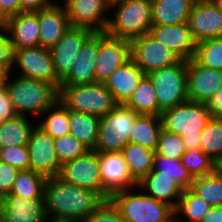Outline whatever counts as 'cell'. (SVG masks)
Masks as SVG:
<instances>
[{"label": "cell", "instance_id": "1", "mask_svg": "<svg viewBox=\"0 0 222 222\" xmlns=\"http://www.w3.org/2000/svg\"><path fill=\"white\" fill-rule=\"evenodd\" d=\"M44 198L50 222H82L105 200L99 193L70 184L59 176L46 179Z\"/></svg>", "mask_w": 222, "mask_h": 222}, {"label": "cell", "instance_id": "2", "mask_svg": "<svg viewBox=\"0 0 222 222\" xmlns=\"http://www.w3.org/2000/svg\"><path fill=\"white\" fill-rule=\"evenodd\" d=\"M212 115L205 103L188 100L161 111L162 129L182 136L186 150L200 148L201 131Z\"/></svg>", "mask_w": 222, "mask_h": 222}, {"label": "cell", "instance_id": "3", "mask_svg": "<svg viewBox=\"0 0 222 222\" xmlns=\"http://www.w3.org/2000/svg\"><path fill=\"white\" fill-rule=\"evenodd\" d=\"M10 73H7L5 86L17 115L32 113L40 117L59 98V91L53 85L21 75L11 82Z\"/></svg>", "mask_w": 222, "mask_h": 222}, {"label": "cell", "instance_id": "4", "mask_svg": "<svg viewBox=\"0 0 222 222\" xmlns=\"http://www.w3.org/2000/svg\"><path fill=\"white\" fill-rule=\"evenodd\" d=\"M112 8H115V16L109 18L106 29L109 36L132 40L149 33L152 26L151 0H112L111 11Z\"/></svg>", "mask_w": 222, "mask_h": 222}, {"label": "cell", "instance_id": "5", "mask_svg": "<svg viewBox=\"0 0 222 222\" xmlns=\"http://www.w3.org/2000/svg\"><path fill=\"white\" fill-rule=\"evenodd\" d=\"M70 110L91 114L99 118L116 105L112 93L104 83L65 85L59 87V98Z\"/></svg>", "mask_w": 222, "mask_h": 222}, {"label": "cell", "instance_id": "6", "mask_svg": "<svg viewBox=\"0 0 222 222\" xmlns=\"http://www.w3.org/2000/svg\"><path fill=\"white\" fill-rule=\"evenodd\" d=\"M142 192L133 194L127 189L110 197L126 222H169L174 218L171 206Z\"/></svg>", "mask_w": 222, "mask_h": 222}, {"label": "cell", "instance_id": "7", "mask_svg": "<svg viewBox=\"0 0 222 222\" xmlns=\"http://www.w3.org/2000/svg\"><path fill=\"white\" fill-rule=\"evenodd\" d=\"M139 114L125 104H117L100 118L97 152H121L129 142V134Z\"/></svg>", "mask_w": 222, "mask_h": 222}, {"label": "cell", "instance_id": "8", "mask_svg": "<svg viewBox=\"0 0 222 222\" xmlns=\"http://www.w3.org/2000/svg\"><path fill=\"white\" fill-rule=\"evenodd\" d=\"M147 76L154 86L158 107L162 111L189 100L186 60L158 69Z\"/></svg>", "mask_w": 222, "mask_h": 222}, {"label": "cell", "instance_id": "9", "mask_svg": "<svg viewBox=\"0 0 222 222\" xmlns=\"http://www.w3.org/2000/svg\"><path fill=\"white\" fill-rule=\"evenodd\" d=\"M131 41V59L145 75L158 69L175 65L181 59L149 33L135 37Z\"/></svg>", "mask_w": 222, "mask_h": 222}, {"label": "cell", "instance_id": "10", "mask_svg": "<svg viewBox=\"0 0 222 222\" xmlns=\"http://www.w3.org/2000/svg\"><path fill=\"white\" fill-rule=\"evenodd\" d=\"M14 65L20 68L21 76L46 82L59 91L61 80L55 72L50 49L41 46L15 49Z\"/></svg>", "mask_w": 222, "mask_h": 222}, {"label": "cell", "instance_id": "11", "mask_svg": "<svg viewBox=\"0 0 222 222\" xmlns=\"http://www.w3.org/2000/svg\"><path fill=\"white\" fill-rule=\"evenodd\" d=\"M27 148L29 170L43 175L46 179L59 176L62 165L57 158L55 139L38 124L32 130Z\"/></svg>", "mask_w": 222, "mask_h": 222}, {"label": "cell", "instance_id": "12", "mask_svg": "<svg viewBox=\"0 0 222 222\" xmlns=\"http://www.w3.org/2000/svg\"><path fill=\"white\" fill-rule=\"evenodd\" d=\"M99 167L105 200L116 192L138 187L121 152H99Z\"/></svg>", "mask_w": 222, "mask_h": 222}, {"label": "cell", "instance_id": "13", "mask_svg": "<svg viewBox=\"0 0 222 222\" xmlns=\"http://www.w3.org/2000/svg\"><path fill=\"white\" fill-rule=\"evenodd\" d=\"M112 0H64L63 6L68 14L70 25L86 28L93 32H106Z\"/></svg>", "mask_w": 222, "mask_h": 222}, {"label": "cell", "instance_id": "14", "mask_svg": "<svg viewBox=\"0 0 222 222\" xmlns=\"http://www.w3.org/2000/svg\"><path fill=\"white\" fill-rule=\"evenodd\" d=\"M196 43L222 38V7L217 0H196L187 20Z\"/></svg>", "mask_w": 222, "mask_h": 222}, {"label": "cell", "instance_id": "15", "mask_svg": "<svg viewBox=\"0 0 222 222\" xmlns=\"http://www.w3.org/2000/svg\"><path fill=\"white\" fill-rule=\"evenodd\" d=\"M131 59V41L99 32V52L95 62V78L105 83L117 68Z\"/></svg>", "mask_w": 222, "mask_h": 222}, {"label": "cell", "instance_id": "16", "mask_svg": "<svg viewBox=\"0 0 222 222\" xmlns=\"http://www.w3.org/2000/svg\"><path fill=\"white\" fill-rule=\"evenodd\" d=\"M59 177L70 184L95 191L102 196L99 152L89 150L85 155L64 163Z\"/></svg>", "mask_w": 222, "mask_h": 222}, {"label": "cell", "instance_id": "17", "mask_svg": "<svg viewBox=\"0 0 222 222\" xmlns=\"http://www.w3.org/2000/svg\"><path fill=\"white\" fill-rule=\"evenodd\" d=\"M93 33L86 28L70 26L50 49L55 72L61 81L71 71L83 44Z\"/></svg>", "mask_w": 222, "mask_h": 222}, {"label": "cell", "instance_id": "18", "mask_svg": "<svg viewBox=\"0 0 222 222\" xmlns=\"http://www.w3.org/2000/svg\"><path fill=\"white\" fill-rule=\"evenodd\" d=\"M189 100L206 103L222 87V71L207 68L194 58L187 61Z\"/></svg>", "mask_w": 222, "mask_h": 222}, {"label": "cell", "instance_id": "19", "mask_svg": "<svg viewBox=\"0 0 222 222\" xmlns=\"http://www.w3.org/2000/svg\"><path fill=\"white\" fill-rule=\"evenodd\" d=\"M149 34L172 50L181 60L195 56L197 43L192 37L187 22L172 25H152Z\"/></svg>", "mask_w": 222, "mask_h": 222}, {"label": "cell", "instance_id": "20", "mask_svg": "<svg viewBox=\"0 0 222 222\" xmlns=\"http://www.w3.org/2000/svg\"><path fill=\"white\" fill-rule=\"evenodd\" d=\"M2 222H49L45 199H27L16 195L2 198Z\"/></svg>", "mask_w": 222, "mask_h": 222}, {"label": "cell", "instance_id": "21", "mask_svg": "<svg viewBox=\"0 0 222 222\" xmlns=\"http://www.w3.org/2000/svg\"><path fill=\"white\" fill-rule=\"evenodd\" d=\"M98 52L99 32H94L83 44L71 71L61 81L60 86L95 83L94 70Z\"/></svg>", "mask_w": 222, "mask_h": 222}, {"label": "cell", "instance_id": "22", "mask_svg": "<svg viewBox=\"0 0 222 222\" xmlns=\"http://www.w3.org/2000/svg\"><path fill=\"white\" fill-rule=\"evenodd\" d=\"M14 49L39 46V21L37 12H20L4 21Z\"/></svg>", "mask_w": 222, "mask_h": 222}, {"label": "cell", "instance_id": "23", "mask_svg": "<svg viewBox=\"0 0 222 222\" xmlns=\"http://www.w3.org/2000/svg\"><path fill=\"white\" fill-rule=\"evenodd\" d=\"M53 6L38 11L39 46L51 49L71 26L63 5Z\"/></svg>", "mask_w": 222, "mask_h": 222}, {"label": "cell", "instance_id": "24", "mask_svg": "<svg viewBox=\"0 0 222 222\" xmlns=\"http://www.w3.org/2000/svg\"><path fill=\"white\" fill-rule=\"evenodd\" d=\"M144 76L142 69L130 59L111 73L104 84L117 104H125Z\"/></svg>", "mask_w": 222, "mask_h": 222}, {"label": "cell", "instance_id": "25", "mask_svg": "<svg viewBox=\"0 0 222 222\" xmlns=\"http://www.w3.org/2000/svg\"><path fill=\"white\" fill-rule=\"evenodd\" d=\"M146 192L158 201L164 202L173 209L178 204V201L184 189L172 178L167 175H161V172L151 170L139 183L137 189Z\"/></svg>", "mask_w": 222, "mask_h": 222}, {"label": "cell", "instance_id": "26", "mask_svg": "<svg viewBox=\"0 0 222 222\" xmlns=\"http://www.w3.org/2000/svg\"><path fill=\"white\" fill-rule=\"evenodd\" d=\"M196 0H151L152 25L186 23Z\"/></svg>", "mask_w": 222, "mask_h": 222}, {"label": "cell", "instance_id": "27", "mask_svg": "<svg viewBox=\"0 0 222 222\" xmlns=\"http://www.w3.org/2000/svg\"><path fill=\"white\" fill-rule=\"evenodd\" d=\"M121 153L133 179L139 183L153 169L155 151L137 143L128 142Z\"/></svg>", "mask_w": 222, "mask_h": 222}, {"label": "cell", "instance_id": "28", "mask_svg": "<svg viewBox=\"0 0 222 222\" xmlns=\"http://www.w3.org/2000/svg\"><path fill=\"white\" fill-rule=\"evenodd\" d=\"M99 122L97 116L69 109V134L74 135L90 150H94L97 144Z\"/></svg>", "mask_w": 222, "mask_h": 222}, {"label": "cell", "instance_id": "29", "mask_svg": "<svg viewBox=\"0 0 222 222\" xmlns=\"http://www.w3.org/2000/svg\"><path fill=\"white\" fill-rule=\"evenodd\" d=\"M161 130L160 116L139 114L129 134V142L156 151Z\"/></svg>", "mask_w": 222, "mask_h": 222}, {"label": "cell", "instance_id": "30", "mask_svg": "<svg viewBox=\"0 0 222 222\" xmlns=\"http://www.w3.org/2000/svg\"><path fill=\"white\" fill-rule=\"evenodd\" d=\"M28 116L16 115L0 122V149L9 146H27L35 125L29 124Z\"/></svg>", "mask_w": 222, "mask_h": 222}, {"label": "cell", "instance_id": "31", "mask_svg": "<svg viewBox=\"0 0 222 222\" xmlns=\"http://www.w3.org/2000/svg\"><path fill=\"white\" fill-rule=\"evenodd\" d=\"M125 105L138 114L160 116L162 111L158 107L154 86L147 75L141 79L138 87Z\"/></svg>", "mask_w": 222, "mask_h": 222}, {"label": "cell", "instance_id": "32", "mask_svg": "<svg viewBox=\"0 0 222 222\" xmlns=\"http://www.w3.org/2000/svg\"><path fill=\"white\" fill-rule=\"evenodd\" d=\"M210 208L211 206L204 199L188 188L184 189L174 209V217L178 222H202ZM181 214L185 216L183 218L185 220L181 218Z\"/></svg>", "mask_w": 222, "mask_h": 222}, {"label": "cell", "instance_id": "33", "mask_svg": "<svg viewBox=\"0 0 222 222\" xmlns=\"http://www.w3.org/2000/svg\"><path fill=\"white\" fill-rule=\"evenodd\" d=\"M43 116L44 120L38 126L54 139L69 134V108L60 99L47 108Z\"/></svg>", "mask_w": 222, "mask_h": 222}, {"label": "cell", "instance_id": "34", "mask_svg": "<svg viewBox=\"0 0 222 222\" xmlns=\"http://www.w3.org/2000/svg\"><path fill=\"white\" fill-rule=\"evenodd\" d=\"M190 189L211 207L222 206V167L214 173L195 178Z\"/></svg>", "mask_w": 222, "mask_h": 222}, {"label": "cell", "instance_id": "35", "mask_svg": "<svg viewBox=\"0 0 222 222\" xmlns=\"http://www.w3.org/2000/svg\"><path fill=\"white\" fill-rule=\"evenodd\" d=\"M46 178L32 170H21L16 177L10 194L27 199H45L44 186Z\"/></svg>", "mask_w": 222, "mask_h": 222}, {"label": "cell", "instance_id": "36", "mask_svg": "<svg viewBox=\"0 0 222 222\" xmlns=\"http://www.w3.org/2000/svg\"><path fill=\"white\" fill-rule=\"evenodd\" d=\"M202 151L222 167V118L211 117L201 131Z\"/></svg>", "mask_w": 222, "mask_h": 222}, {"label": "cell", "instance_id": "37", "mask_svg": "<svg viewBox=\"0 0 222 222\" xmlns=\"http://www.w3.org/2000/svg\"><path fill=\"white\" fill-rule=\"evenodd\" d=\"M172 177L183 189L191 188L194 178L184 168L181 159L168 158L155 153L153 169Z\"/></svg>", "mask_w": 222, "mask_h": 222}, {"label": "cell", "instance_id": "38", "mask_svg": "<svg viewBox=\"0 0 222 222\" xmlns=\"http://www.w3.org/2000/svg\"><path fill=\"white\" fill-rule=\"evenodd\" d=\"M181 162L194 179L214 173L220 167L201 148L186 150L181 157Z\"/></svg>", "mask_w": 222, "mask_h": 222}, {"label": "cell", "instance_id": "39", "mask_svg": "<svg viewBox=\"0 0 222 222\" xmlns=\"http://www.w3.org/2000/svg\"><path fill=\"white\" fill-rule=\"evenodd\" d=\"M194 59L204 67L222 71V38L197 43Z\"/></svg>", "mask_w": 222, "mask_h": 222}, {"label": "cell", "instance_id": "40", "mask_svg": "<svg viewBox=\"0 0 222 222\" xmlns=\"http://www.w3.org/2000/svg\"><path fill=\"white\" fill-rule=\"evenodd\" d=\"M55 149L61 165L85 155L90 150L85 144L71 134L56 138Z\"/></svg>", "mask_w": 222, "mask_h": 222}, {"label": "cell", "instance_id": "41", "mask_svg": "<svg viewBox=\"0 0 222 222\" xmlns=\"http://www.w3.org/2000/svg\"><path fill=\"white\" fill-rule=\"evenodd\" d=\"M186 151L182 136L161 130L155 153L168 158L181 159Z\"/></svg>", "mask_w": 222, "mask_h": 222}, {"label": "cell", "instance_id": "42", "mask_svg": "<svg viewBox=\"0 0 222 222\" xmlns=\"http://www.w3.org/2000/svg\"><path fill=\"white\" fill-rule=\"evenodd\" d=\"M0 161L20 170H29V151L27 146H9L0 149Z\"/></svg>", "mask_w": 222, "mask_h": 222}, {"label": "cell", "instance_id": "43", "mask_svg": "<svg viewBox=\"0 0 222 222\" xmlns=\"http://www.w3.org/2000/svg\"><path fill=\"white\" fill-rule=\"evenodd\" d=\"M82 222H126L111 199L104 200L98 208Z\"/></svg>", "mask_w": 222, "mask_h": 222}, {"label": "cell", "instance_id": "44", "mask_svg": "<svg viewBox=\"0 0 222 222\" xmlns=\"http://www.w3.org/2000/svg\"><path fill=\"white\" fill-rule=\"evenodd\" d=\"M14 56L15 49L10 42L7 27L4 22H0V66L8 72L13 71Z\"/></svg>", "mask_w": 222, "mask_h": 222}, {"label": "cell", "instance_id": "45", "mask_svg": "<svg viewBox=\"0 0 222 222\" xmlns=\"http://www.w3.org/2000/svg\"><path fill=\"white\" fill-rule=\"evenodd\" d=\"M21 170L0 161V198L10 194L12 185Z\"/></svg>", "mask_w": 222, "mask_h": 222}, {"label": "cell", "instance_id": "46", "mask_svg": "<svg viewBox=\"0 0 222 222\" xmlns=\"http://www.w3.org/2000/svg\"><path fill=\"white\" fill-rule=\"evenodd\" d=\"M16 115L7 87L4 85L0 88V122L14 118Z\"/></svg>", "mask_w": 222, "mask_h": 222}, {"label": "cell", "instance_id": "47", "mask_svg": "<svg viewBox=\"0 0 222 222\" xmlns=\"http://www.w3.org/2000/svg\"><path fill=\"white\" fill-rule=\"evenodd\" d=\"M20 13V0H0V22Z\"/></svg>", "mask_w": 222, "mask_h": 222}, {"label": "cell", "instance_id": "48", "mask_svg": "<svg viewBox=\"0 0 222 222\" xmlns=\"http://www.w3.org/2000/svg\"><path fill=\"white\" fill-rule=\"evenodd\" d=\"M54 4L52 0H20V12H37Z\"/></svg>", "mask_w": 222, "mask_h": 222}, {"label": "cell", "instance_id": "49", "mask_svg": "<svg viewBox=\"0 0 222 222\" xmlns=\"http://www.w3.org/2000/svg\"><path fill=\"white\" fill-rule=\"evenodd\" d=\"M205 104L212 117L222 118V87Z\"/></svg>", "mask_w": 222, "mask_h": 222}, {"label": "cell", "instance_id": "50", "mask_svg": "<svg viewBox=\"0 0 222 222\" xmlns=\"http://www.w3.org/2000/svg\"><path fill=\"white\" fill-rule=\"evenodd\" d=\"M202 222H222V206L211 207Z\"/></svg>", "mask_w": 222, "mask_h": 222}, {"label": "cell", "instance_id": "51", "mask_svg": "<svg viewBox=\"0 0 222 222\" xmlns=\"http://www.w3.org/2000/svg\"><path fill=\"white\" fill-rule=\"evenodd\" d=\"M8 71L0 66V88L5 85Z\"/></svg>", "mask_w": 222, "mask_h": 222}, {"label": "cell", "instance_id": "52", "mask_svg": "<svg viewBox=\"0 0 222 222\" xmlns=\"http://www.w3.org/2000/svg\"><path fill=\"white\" fill-rule=\"evenodd\" d=\"M2 199L0 198V222H2Z\"/></svg>", "mask_w": 222, "mask_h": 222}, {"label": "cell", "instance_id": "53", "mask_svg": "<svg viewBox=\"0 0 222 222\" xmlns=\"http://www.w3.org/2000/svg\"><path fill=\"white\" fill-rule=\"evenodd\" d=\"M169 222H178L176 219H175V217L171 220V221H169Z\"/></svg>", "mask_w": 222, "mask_h": 222}, {"label": "cell", "instance_id": "54", "mask_svg": "<svg viewBox=\"0 0 222 222\" xmlns=\"http://www.w3.org/2000/svg\"><path fill=\"white\" fill-rule=\"evenodd\" d=\"M218 2H219V4L221 5V7H222V0H217Z\"/></svg>", "mask_w": 222, "mask_h": 222}]
</instances>
